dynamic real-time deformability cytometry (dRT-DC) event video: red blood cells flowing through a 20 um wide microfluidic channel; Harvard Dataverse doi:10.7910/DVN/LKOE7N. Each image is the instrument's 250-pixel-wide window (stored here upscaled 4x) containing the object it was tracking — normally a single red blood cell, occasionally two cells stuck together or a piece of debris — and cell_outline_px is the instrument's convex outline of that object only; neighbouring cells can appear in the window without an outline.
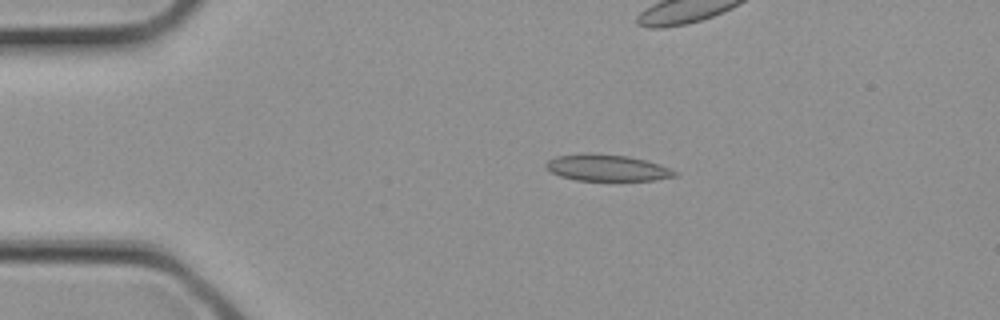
{"species": "common noctule bat (a hibernating species)", "species_latin": "Nyctalus noctula", "temperature_condition": "cold", "stored_images_in_passage": 4, "segment_of_instrument_passage": [1, 2], "camera_frame_rate_fps": 3000, "um_per_image_px": 0.085, "animal": {"sex": "female", "body_mass_g": 21.9}, "frame": {"image": 1, "passage_image": 2, "time_ms": 0.333, "image_size_px": [1000, 320], "cell_outline_px": [[680, 176], [652, 180], [576, 180], [560, 176], [552, 172], [544, 164], [548, 160], [556, 156], [584, 152], [592, 152], [628, 156], [660, 164], [680, 172]], "centroid_in_image_um": [51.63, 14.25], "position_along_channel_um": 33.4, "area_um2": 20.11}}